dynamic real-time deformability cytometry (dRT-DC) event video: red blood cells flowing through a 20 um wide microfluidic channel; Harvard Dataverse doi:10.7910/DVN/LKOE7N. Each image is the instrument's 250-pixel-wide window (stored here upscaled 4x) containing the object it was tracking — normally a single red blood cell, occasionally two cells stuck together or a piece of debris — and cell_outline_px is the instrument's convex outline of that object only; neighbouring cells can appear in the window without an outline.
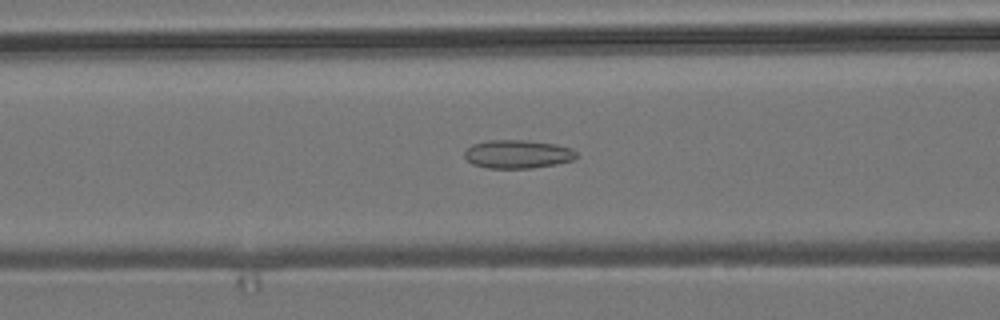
{"species": "common noctule bat (a hibernating species)", "species_latin": "Nyctalus noctula", "temperature_condition": "room temperature", "stored_images_in_passage": 36, "camera_frame_rate_fps": 3000, "um_per_image_px": 0.085, "animal": {"sex": "male", "body_mass_g": 19.2, "forearm_length_mm": 51.8}, "frame": {"image": 1, "passage_image": 10, "time_ms": 3.0, "image_size_px": [1000, 320], "cell_outline_px": [[576, 156], [572, 160], [556, 164], [532, 168], [488, 168], [472, 164], [464, 156], [464, 152], [472, 144], [488, 140], [524, 140], [556, 144], [572, 148], [576, 152]], "centroid_in_image_um": [43.99, 13.1], "position_along_channel_um": 122.6, "area_um2": 18.5}}
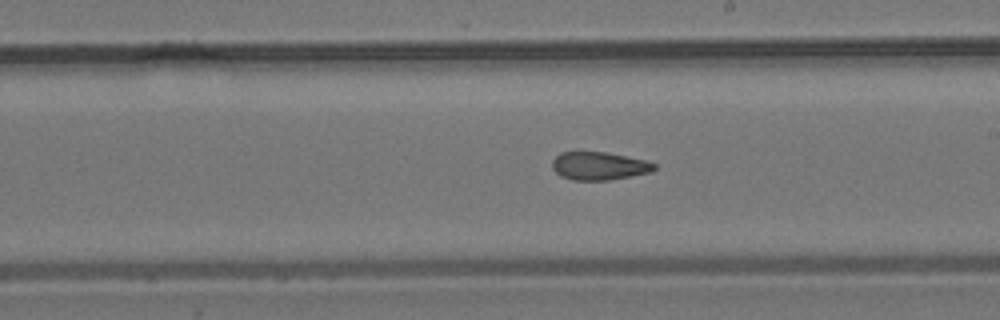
{"frame": {"image": 2, "passage_image": 19, "time_ms": 6.0, "image_size_px": [1000, 320], "cell_outline_px": [[656, 168], [652, 172], [608, 180], [572, 180], [560, 176], [552, 168], [552, 160], [560, 152], [608, 152], [648, 160], [656, 164]], "centroid_in_image_um": [50.94, 14.1], "position_along_channel_um": 238.1, "area_um2": 16.88}}
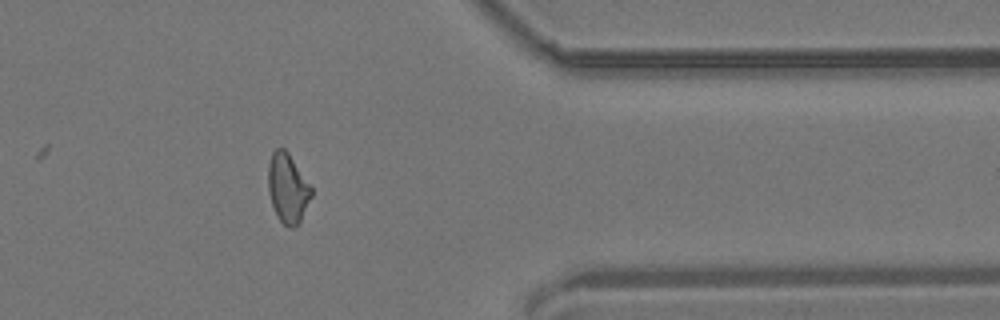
{"frame": {"image": 3, "passage_image": 32, "time_ms": 10.333, "image_size_px": [1000, 320], "cell_outline_px": [[312, 196], [296, 228], [288, 228], [280, 220], [272, 204], [268, 192], [268, 164], [272, 152], [276, 148], [284, 148], [288, 152], [312, 188]], "centroid_in_image_um": [24.45, 15.99], "position_along_channel_um": 387.0, "area_um2": 17.34}, "authors_computed_cell_mechanics": {"area_um2": 17.5423, "velocity_mm_per_s": 3.8507, "shape_relaxation_time_tau1_ms": null, "shape_relaxation_time_tau2_ms": 2.208, "deformation_change_tau1": null, "deformation_change_tau2": 0.0957}}